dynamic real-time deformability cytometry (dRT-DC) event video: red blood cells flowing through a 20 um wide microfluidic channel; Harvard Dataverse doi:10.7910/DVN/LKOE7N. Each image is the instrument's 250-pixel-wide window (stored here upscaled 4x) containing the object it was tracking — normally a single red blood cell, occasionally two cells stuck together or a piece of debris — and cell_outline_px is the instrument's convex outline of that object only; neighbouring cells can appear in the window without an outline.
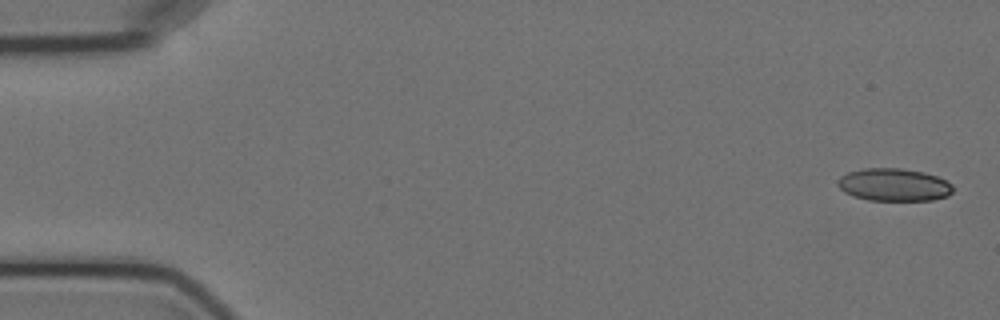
{"species": "Egyptian fruit bat (a non-hibernating species)", "species_latin": "Rousettus aegyptiacus", "temperature_condition": "cold", "stored_images_in_passage": 3, "camera_frame_rate_fps": 3000, "um_per_image_px": 0.085, "animal": {"sex": "female"}, "frame": {"image": 1, "passage_image": 1, "time_ms": 0.0, "image_size_px": [1000, 320], "cell_outline_px": [[952, 192], [948, 196], [932, 200], [868, 200], [852, 196], [844, 192], [836, 184], [836, 180], [840, 176], [848, 172], [864, 168], [900, 168], [924, 172], [936, 176], [952, 184]], "centroid_in_image_um": [75.94, 15.7], "position_along_channel_um": 9.1, "area_um2": 22.02}}